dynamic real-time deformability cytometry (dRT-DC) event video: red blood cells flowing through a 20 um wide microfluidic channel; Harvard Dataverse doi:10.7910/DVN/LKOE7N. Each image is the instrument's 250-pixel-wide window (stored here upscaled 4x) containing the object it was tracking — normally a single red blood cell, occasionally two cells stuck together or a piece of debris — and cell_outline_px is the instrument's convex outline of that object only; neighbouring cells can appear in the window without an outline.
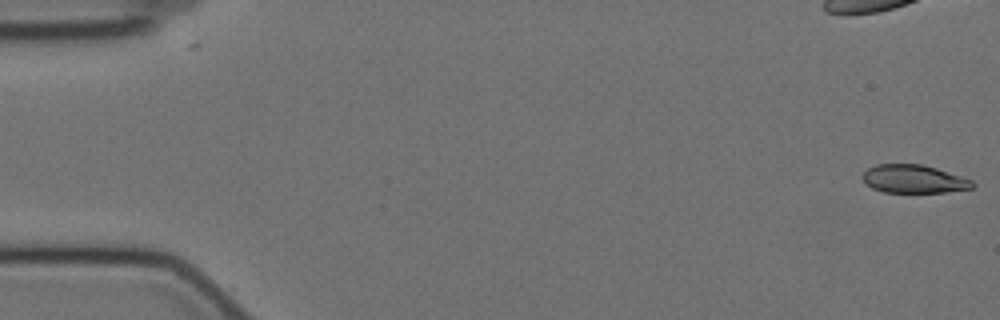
{"species": "Egyptian fruit bat (a non-hibernating species)", "species_latin": "Rousettus aegyptiacus", "temperature_condition": "cold", "stored_images_in_passage": 15, "camera_frame_rate_fps": 3000, "um_per_image_px": 0.085, "animal": {"sex": "female"}, "frame": {"image": 1, "passage_image": 1, "time_ms": 0.0, "image_size_px": [1000, 320], "cell_outline_px": [[976, 184], [972, 188], [944, 192], [884, 192], [872, 188], [864, 180], [864, 172], [868, 168], [876, 164], [920, 164], [936, 168], [972, 180]], "centroid_in_image_um": [77.68, 15.21], "position_along_channel_um": 7.3, "area_um2": 17.8}}